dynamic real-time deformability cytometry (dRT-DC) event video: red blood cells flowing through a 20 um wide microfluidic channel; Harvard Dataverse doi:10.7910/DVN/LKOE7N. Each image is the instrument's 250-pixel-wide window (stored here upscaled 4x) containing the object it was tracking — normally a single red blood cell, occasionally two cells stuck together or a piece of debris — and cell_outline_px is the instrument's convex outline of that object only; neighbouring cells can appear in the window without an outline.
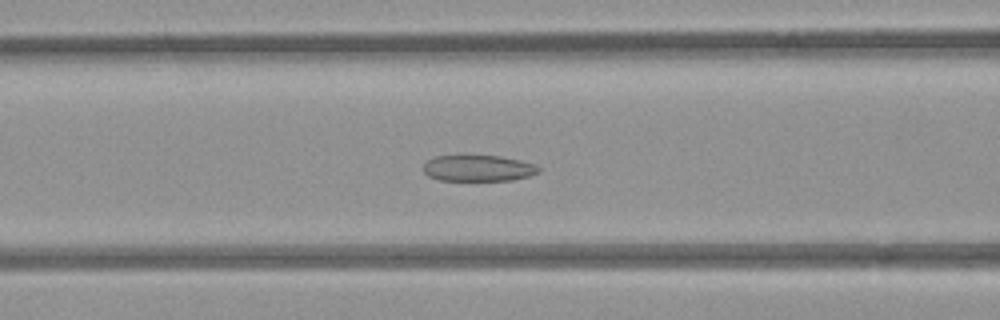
{"species": "common noctule bat (a hibernating species)", "species_latin": "Nyctalus noctula", "temperature_condition": "room temperature", "stored_images_in_passage": 52, "camera_frame_rate_fps": 3000, "um_per_image_px": 0.085, "animal": {"sex": "female", "body_mass_g": 21.9}, "frame": {"image": 1, "passage_image": 21, "time_ms": 6.667, "image_size_px": [1000, 320], "cell_outline_px": [[540, 172], [528, 176], [512, 180], [440, 180], [428, 176], [424, 172], [424, 164], [432, 156], [460, 152], [464, 152], [500, 156], [520, 160], [532, 164], [540, 168]], "centroid_in_image_um": [40.57, 14.23], "position_along_channel_um": 126.0, "area_um2": 18.44}}
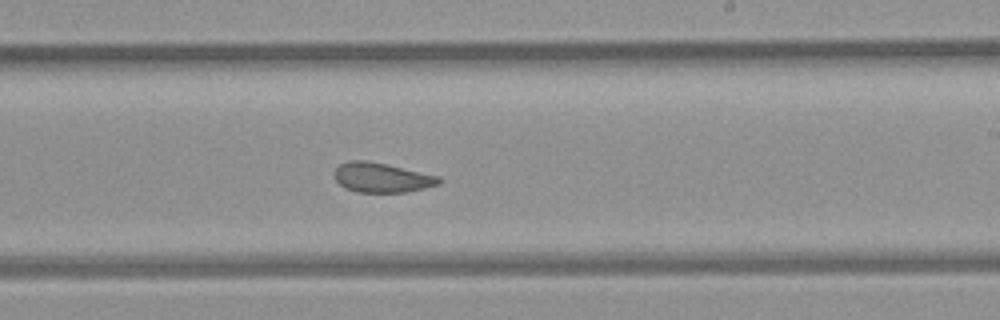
{"frame": {"image": 2, "passage_image": 31, "time_ms": 10.0, "image_size_px": [1000, 320], "cell_outline_px": [[444, 180], [440, 184], [408, 192], [356, 192], [344, 188], [336, 180], [332, 172], [340, 164], [348, 160], [364, 160], [384, 164], [440, 176]], "centroid_in_image_um": [32.44, 15.1], "position_along_channel_um": 256.6, "area_um2": 18.15}}
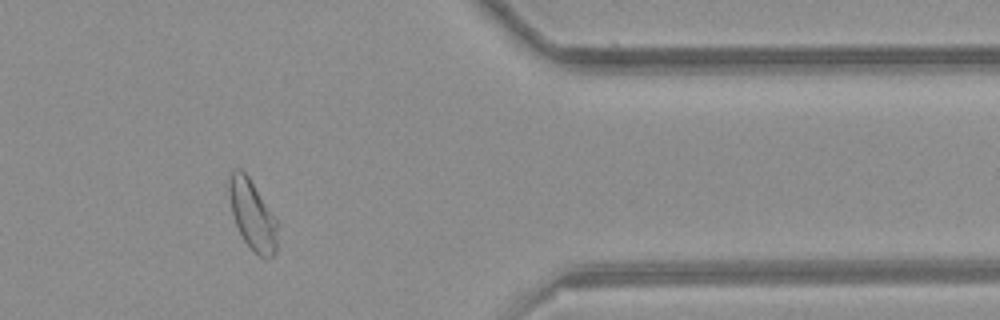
{"frame": {"image": 3, "passage_image": 43, "time_ms": 14.0, "image_size_px": [1000, 320], "cell_outline_px": [[276, 252], [272, 256], [260, 256], [244, 240], [236, 224], [232, 212], [228, 196], [228, 176], [232, 168], [240, 168], [248, 176], [276, 220]], "centroid_in_image_um": [21.39, 18.19], "position_along_channel_um": 390.0, "area_um2": 19.13}, "authors_computed_cell_mechanics": {"area_um2": 20.3745, "velocity_mm_per_s": 3.9214, "shape_relaxation_time_tau1_ms": null, "shape_relaxation_time_tau2_ms": 1.6596, "deformation_change_tau1": null, "deformation_change_tau2": 0.0788}}